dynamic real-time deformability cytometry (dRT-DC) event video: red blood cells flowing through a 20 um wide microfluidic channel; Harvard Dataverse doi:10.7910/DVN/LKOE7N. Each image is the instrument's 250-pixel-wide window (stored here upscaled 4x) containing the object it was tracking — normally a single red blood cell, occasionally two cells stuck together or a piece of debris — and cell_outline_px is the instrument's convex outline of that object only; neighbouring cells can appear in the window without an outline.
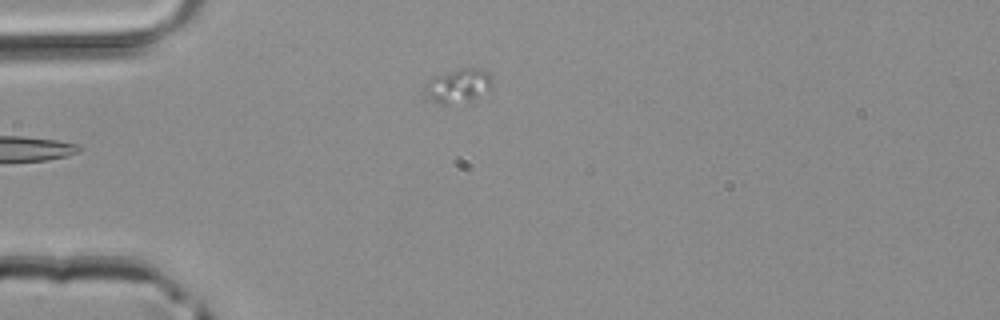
{"species": "common noctule bat (a hibernating species)", "species_latin": "Nyctalus noctula", "temperature_condition": "room temperature", "stored_images_in_passage": 6, "camera_frame_rate_fps": 3000, "um_per_image_px": 0.085, "animal": {"sex": "male", "body_mass_g": 20.4}, "frame": {"image": 1, "passage_image": 1, "time_ms": 0.0, "image_size_px": [1000, 320], "cell_outline_px": [[492, 84], [488, 88], [468, 100], [448, 104], [440, 104], [424, 92], [424, 84], [432, 76], [464, 68], [484, 68], [492, 76]], "centroid_in_image_um": [38.92, 7.24], "position_along_channel_um": 46.1, "area_um2": 12.89}}